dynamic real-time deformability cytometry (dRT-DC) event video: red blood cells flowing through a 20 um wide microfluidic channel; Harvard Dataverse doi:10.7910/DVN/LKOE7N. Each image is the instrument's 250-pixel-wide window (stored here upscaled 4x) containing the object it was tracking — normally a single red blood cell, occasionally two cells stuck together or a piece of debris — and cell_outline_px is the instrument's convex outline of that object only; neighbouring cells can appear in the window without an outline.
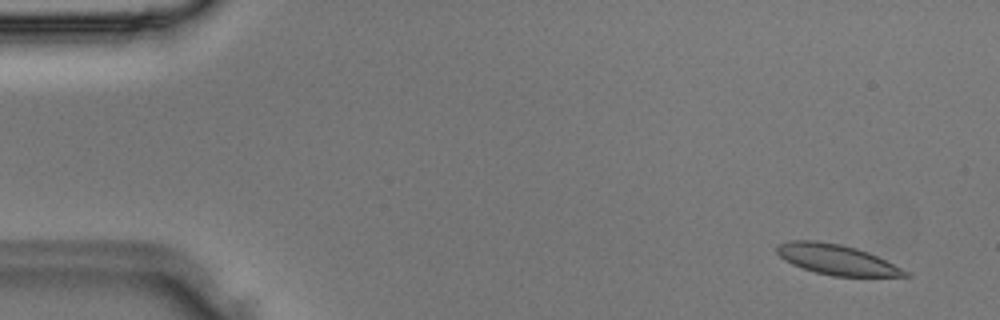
{"species": "Egyptian fruit bat (a non-hibernating species)", "species_latin": "Rousettus aegyptiacus", "temperature_condition": "room temperature", "stored_images_in_passage": 38, "camera_frame_rate_fps": 3000, "um_per_image_px": 0.085, "animal": {"sex": "male"}, "frame": {"image": 1, "passage_image": 2, "time_ms": 0.333, "image_size_px": [1000, 320], "cell_outline_px": [[912, 276], [832, 276], [816, 272], [792, 264], [784, 260], [776, 252], [776, 244], [788, 240], [816, 240], [840, 244], [856, 248], [868, 252], [908, 272]], "centroid_in_image_um": [71.04, 22.04], "position_along_channel_um": 14.0, "area_um2": 22.37}}
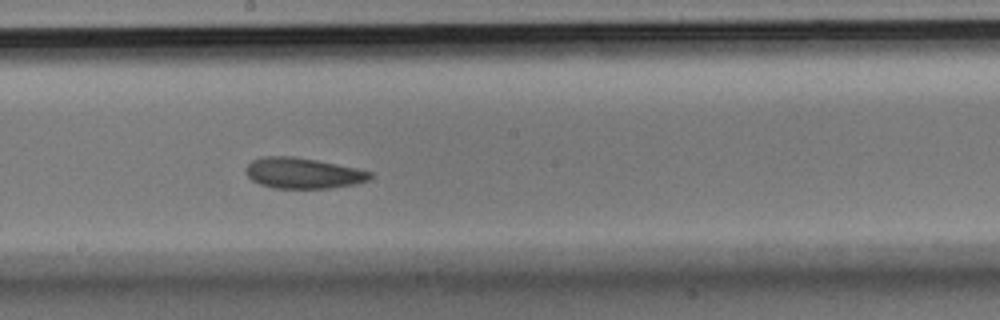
{"frame": {"image": 2, "passage_image": 20, "time_ms": 6.333, "image_size_px": [1000, 320], "cell_outline_px": [[372, 176], [368, 180], [356, 184], [328, 188], [272, 188], [260, 184], [252, 180], [244, 172], [244, 168], [252, 160], [264, 156], [292, 156], [316, 160], [356, 168], [372, 172]], "centroid_in_image_um": [25.72, 14.72], "position_along_channel_um": 222.5, "area_um2": 22.25}}
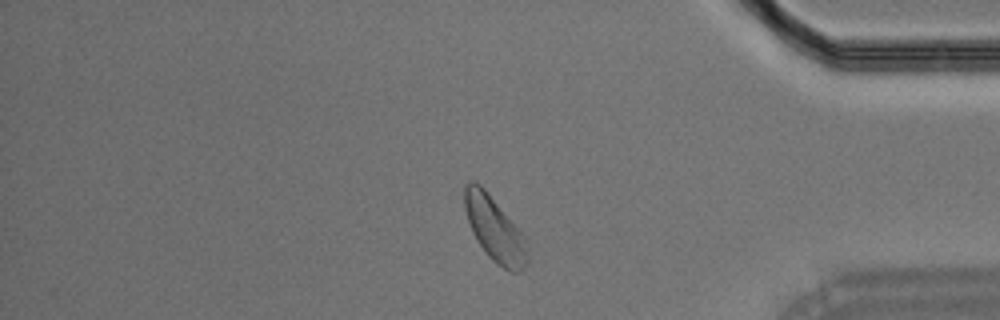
{"frame": {"image": 3, "passage_image": 31, "time_ms": 10.0, "image_size_px": [1000, 320], "cell_outline_px": [[528, 264], [520, 272], [508, 272], [496, 264], [488, 256], [476, 240], [472, 232], [464, 208], [464, 184], [468, 180], [472, 180], [480, 184], [484, 188], [528, 240]], "centroid_in_image_um": [42.06, 19.5], "position_along_channel_um": 393.1, "area_um2": 23.99}}